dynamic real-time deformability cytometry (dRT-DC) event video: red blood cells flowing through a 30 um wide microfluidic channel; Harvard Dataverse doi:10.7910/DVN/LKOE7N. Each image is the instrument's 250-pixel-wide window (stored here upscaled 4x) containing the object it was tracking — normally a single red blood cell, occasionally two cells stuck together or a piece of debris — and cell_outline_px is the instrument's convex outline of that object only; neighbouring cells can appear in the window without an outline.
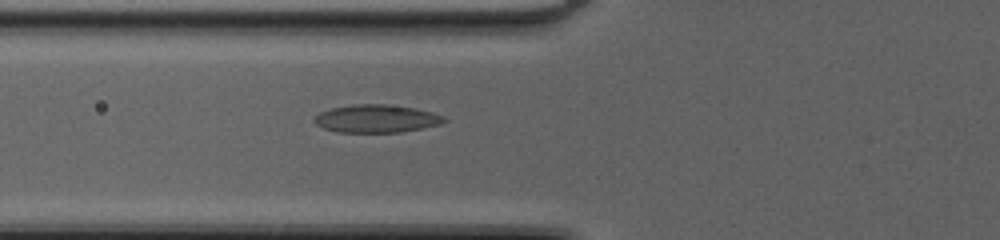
{"species": "common noctule bat (a hibernating species)", "species_latin": "Nyctalus noctula", "temperature_condition": "cold", "stored_images_in_passage": 36, "camera_frame_rate_fps": 3000, "um_per_image_px": 0.085, "animal": {"sex": "female", "body_mass_g": 20.0, "forearm_length_mm": 54.0}, "frame": {"image": 1, "passage_image": 6, "time_ms": 1.667, "image_size_px": [1000, 240], "cell_outline_px": [[448, 120], [440, 124], [400, 132], [336, 132], [324, 128], [316, 124], [312, 120], [320, 112], [332, 108], [352, 104], [384, 104], [416, 108], [432, 112], [444, 116]], "centroid_in_image_um": [31.99, 10.08], "position_along_channel_um": 93.8, "area_um2": 21.04}}
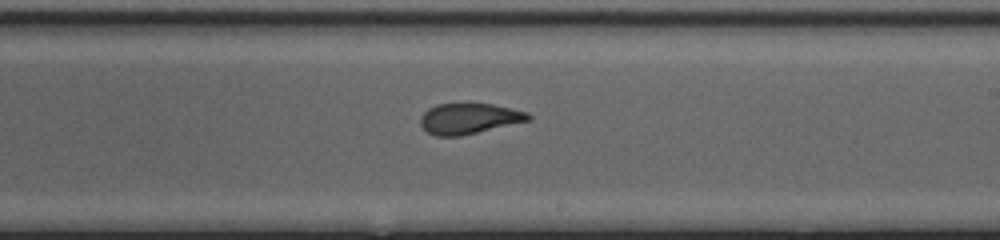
{"frame": {"image": 2, "passage_image": 17, "time_ms": 5.333, "image_size_px": [1000, 240], "cell_outline_px": [[532, 120], [460, 136], [436, 136], [428, 132], [420, 124], [420, 116], [428, 108], [436, 104], [492, 104], [528, 112], [532, 116]], "centroid_in_image_um": [39.88, 10.08], "position_along_channel_um": 249.1, "area_um2": 19.25}}
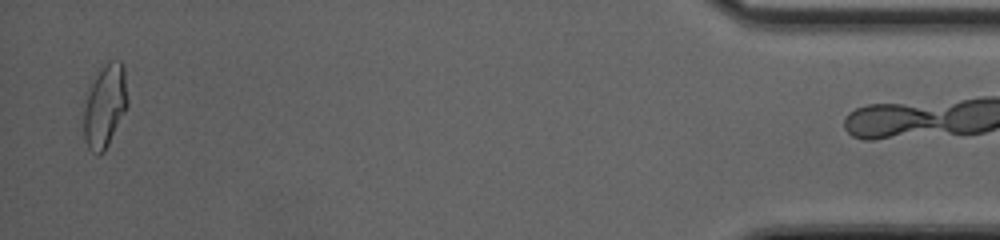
{"frame": {"image": 3, "passage_image": 35, "time_ms": 11.333, "image_size_px": [1000, 240], "cell_outline_px": [[128, 104], [104, 152], [92, 152], [88, 148], [84, 140], [84, 108], [88, 92], [96, 76], [104, 64], [108, 60], [120, 60], [124, 64], [128, 100]], "centroid_in_image_um": [8.93, 8.96], "position_along_channel_um": 426.3, "area_um2": 20.92}}